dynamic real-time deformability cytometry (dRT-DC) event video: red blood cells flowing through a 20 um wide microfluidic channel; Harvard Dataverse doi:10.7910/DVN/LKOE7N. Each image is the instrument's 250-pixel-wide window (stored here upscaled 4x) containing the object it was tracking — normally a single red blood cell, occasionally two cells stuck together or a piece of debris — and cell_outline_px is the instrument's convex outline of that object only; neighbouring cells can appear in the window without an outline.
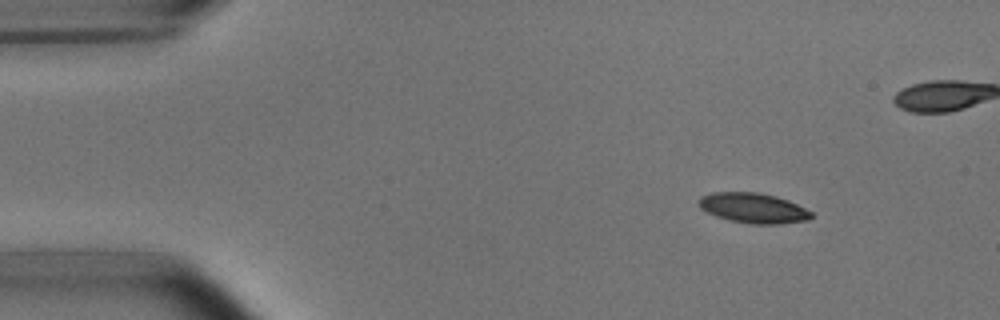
{"species": "common noctule bat (a hibernating species)", "species_latin": "Nyctalus noctula", "temperature_condition": "room temperature", "stored_images_in_passage": 5, "camera_frame_rate_fps": 3000, "um_per_image_px": 0.085, "animal": {"sex": "male", "body_mass_g": 15.6}, "frame": {"image": 1, "passage_image": 1, "time_ms": 0.0, "image_size_px": [1000, 320], "cell_outline_px": [[812, 216], [808, 220], [776, 224], [752, 224], [728, 220], [716, 216], [700, 208], [700, 196], [712, 192], [760, 192], [776, 196], [788, 200], [812, 212]], "centroid_in_image_um": [64.02, 17.68], "position_along_channel_um": 21.0, "area_um2": 19.65}}